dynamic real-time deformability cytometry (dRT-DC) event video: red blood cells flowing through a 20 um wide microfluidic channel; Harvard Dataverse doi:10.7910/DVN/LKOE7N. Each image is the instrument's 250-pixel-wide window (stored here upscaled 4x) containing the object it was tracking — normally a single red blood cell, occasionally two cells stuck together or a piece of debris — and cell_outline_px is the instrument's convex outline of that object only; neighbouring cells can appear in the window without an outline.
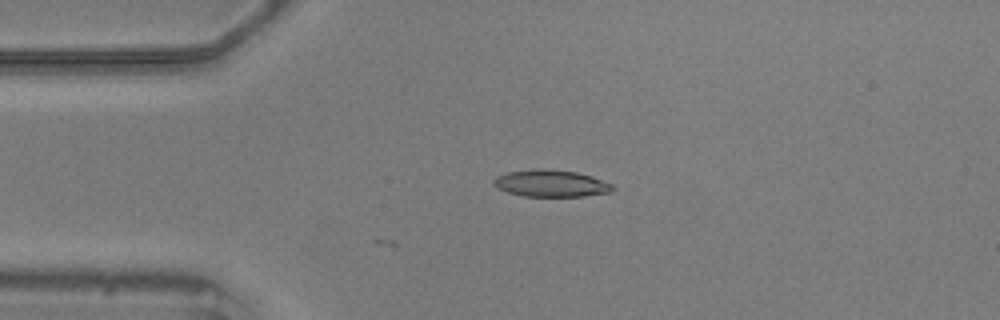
{"species": "common noctule bat (a hibernating species)", "species_latin": "Nyctalus noctula", "temperature_condition": "warm", "stored_images_in_passage": 3, "camera_frame_rate_fps": 3000, "um_per_image_px": 0.085, "animal": {"sex": "male", "body_mass_g": 20.5, "forearm_length_mm": 52.5}, "frame": {"image": 1, "passage_image": 3, "time_ms": 0.667, "image_size_px": [1000, 320], "cell_outline_px": [[616, 188], [612, 192], [584, 196], [524, 196], [508, 192], [492, 184], [492, 180], [496, 176], [508, 172], [532, 168], [544, 168], [576, 172], [592, 176], [612, 184]], "centroid_in_image_um": [46.84, 15.58], "position_along_channel_um": 38.2, "area_um2": 18.79}}